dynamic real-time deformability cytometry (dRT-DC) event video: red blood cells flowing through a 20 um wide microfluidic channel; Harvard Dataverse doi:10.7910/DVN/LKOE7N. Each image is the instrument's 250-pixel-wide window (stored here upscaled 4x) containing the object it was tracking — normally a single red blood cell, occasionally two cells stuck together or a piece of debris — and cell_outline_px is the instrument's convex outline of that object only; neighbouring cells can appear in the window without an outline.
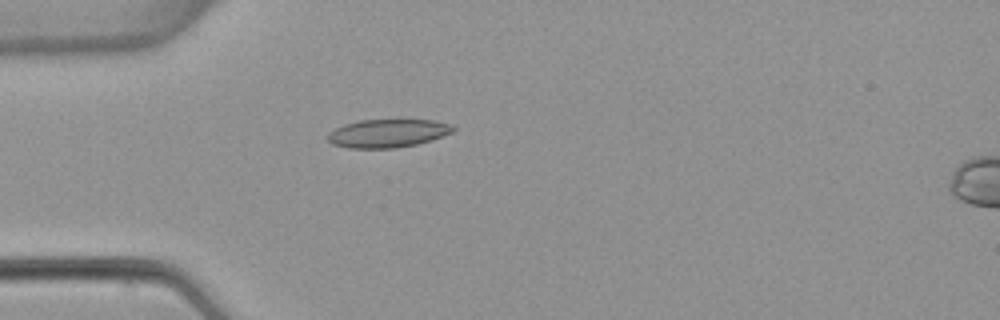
{"species": "common noctule bat (a hibernating species)", "species_latin": "Nyctalus noctula", "temperature_condition": "warm", "stored_images_in_passage": 5, "camera_frame_rate_fps": 3000, "um_per_image_px": 0.085, "animal": {"sex": "female", "body_mass_g": 22.7, "forearm_length_mm": 54.2}, "frame": {"image": 1, "passage_image": 4, "time_ms": 4.0, "image_size_px": [1000, 320], "cell_outline_px": [[456, 128], [452, 132], [416, 144], [396, 148], [348, 148], [332, 144], [324, 136], [328, 132], [344, 124], [360, 120], [436, 120], [452, 124]], "centroid_in_image_um": [32.91, 11.32], "position_along_channel_um": 52.1, "area_um2": 20.63}}